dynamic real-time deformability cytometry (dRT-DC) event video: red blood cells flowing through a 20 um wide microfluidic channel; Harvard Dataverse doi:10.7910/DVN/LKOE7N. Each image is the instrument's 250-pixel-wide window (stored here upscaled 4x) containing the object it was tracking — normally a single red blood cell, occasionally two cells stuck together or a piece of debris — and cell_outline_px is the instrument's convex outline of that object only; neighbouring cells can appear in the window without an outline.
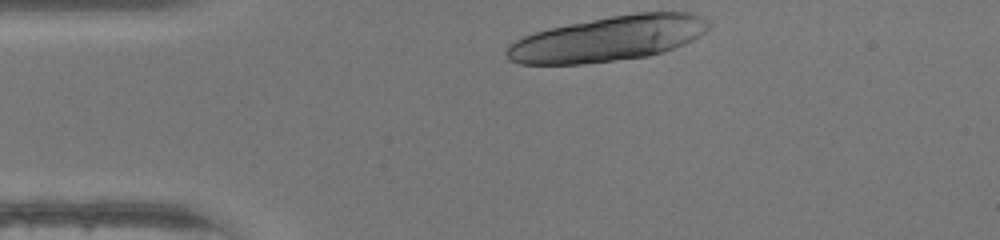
{"species": "human", "species_latin": "Homo sapiens", "temperature_condition": "warm", "stored_images_in_passage": 29, "segment_of_instrument_passage": [1, 2], "camera_frame_rate_fps": 3000, "um_per_image_px": 0.085, "donor": {"sex": "female"}, "frame": {"image": 1, "passage_image": 1, "time_ms": 0.0, "image_size_px": [1000, 240], "cell_outline_px": [[712, 24], [700, 36], [684, 44], [664, 52], [648, 56], [580, 64], [520, 64], [508, 60], [508, 48], [516, 40], [524, 36], [548, 28], [568, 24], [612, 16], [636, 12], [692, 12], [708, 20]], "centroid_in_image_um": [51.75, 3.28], "position_along_channel_um": 33.2, "area_um2": 52.83}}